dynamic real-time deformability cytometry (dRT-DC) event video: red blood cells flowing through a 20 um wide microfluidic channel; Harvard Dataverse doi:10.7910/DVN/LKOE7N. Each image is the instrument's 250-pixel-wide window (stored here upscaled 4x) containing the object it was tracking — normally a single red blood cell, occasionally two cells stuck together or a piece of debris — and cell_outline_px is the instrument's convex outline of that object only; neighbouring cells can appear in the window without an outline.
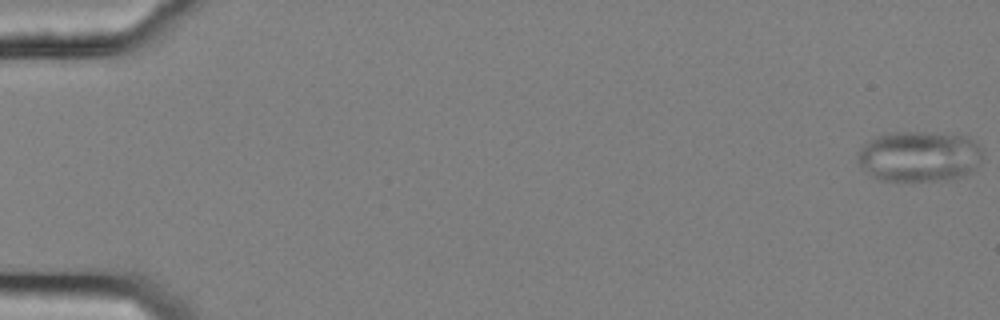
{"species": "common noctule bat (a hibernating species)", "species_latin": "Nyctalus noctula", "temperature_condition": "cold", "stored_images_in_passage": 58, "segment_of_instrument_passage": [1, 2], "camera_frame_rate_fps": 3000, "um_per_image_px": 0.085, "animal": {"sex": "female", "body_mass_g": 25.1}, "frame": {"image": 1, "passage_image": 1, "time_ms": 0.0, "image_size_px": [1000, 320], "cell_outline_px": [[980, 160], [976, 168], [972, 172], [960, 176], [936, 180], [880, 180], [872, 176], [856, 160], [856, 156], [860, 148], [864, 144], [876, 136], [884, 132], [924, 132], [968, 136], [980, 148]], "centroid_in_image_um": [78.09, 13.27], "position_along_channel_um": 6.9, "area_um2": 36.59}}
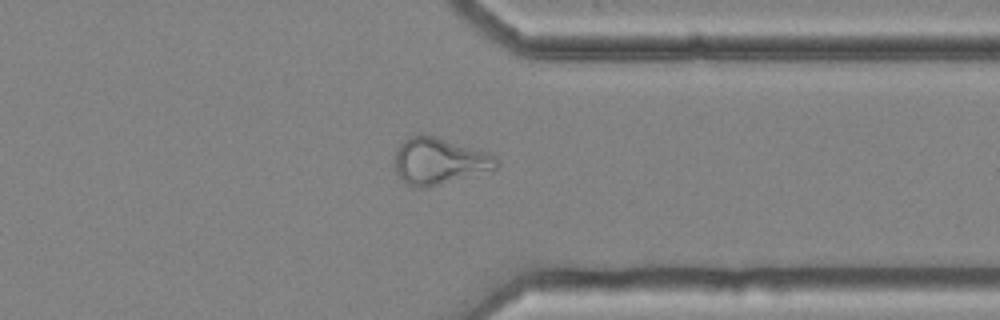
{"frame": {"image": 2, "passage_image": 45, "time_ms": 14.667, "image_size_px": [1000, 320], "cell_outline_px": [[500, 164], [496, 168], [428, 188], [412, 188], [396, 172], [396, 152], [400, 144], [408, 136], [420, 132], [436, 136], [488, 152], [496, 156], [500, 160]], "centroid_in_image_um": [37.34, 13.67], "position_along_channel_um": 374.1, "area_um2": 27.74}}